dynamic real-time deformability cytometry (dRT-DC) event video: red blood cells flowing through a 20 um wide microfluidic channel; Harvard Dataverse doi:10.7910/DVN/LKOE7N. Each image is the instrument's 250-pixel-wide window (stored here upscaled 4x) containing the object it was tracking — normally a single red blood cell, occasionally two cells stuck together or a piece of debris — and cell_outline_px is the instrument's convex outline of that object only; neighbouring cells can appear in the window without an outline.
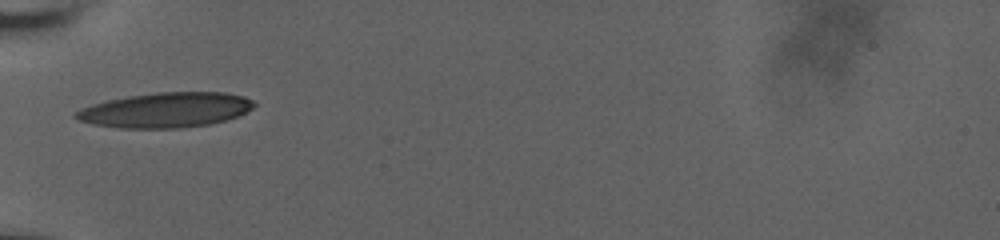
{"species": "human", "species_latin": "Homo sapiens", "temperature_condition": "room temperature", "stored_images_in_passage": 37, "camera_frame_rate_fps": 3000, "um_per_image_px": 0.085, "donor": {"sex": "male"}, "frame": {"image": 1, "passage_image": 1, "time_ms": 0.0, "image_size_px": [1000, 240], "cell_outline_px": [[256, 104], [252, 108], [236, 116], [224, 120], [208, 124], [180, 128], [120, 128], [92, 124], [76, 120], [72, 116], [76, 112], [92, 104], [108, 100], [128, 96], [156, 92], [224, 92], [244, 96], [252, 100]], "centroid_in_image_um": [14.05, 9.35], "position_along_channel_um": 70.9, "area_um2": 36.18}}
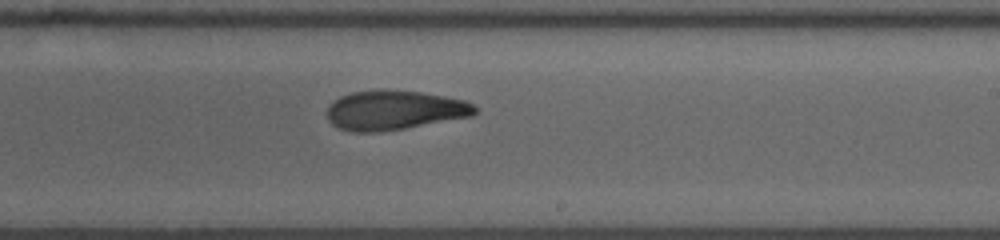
{"frame": {"image": 2, "passage_image": 16, "time_ms": 5.0, "image_size_px": [1000, 240], "cell_outline_px": [[476, 112], [472, 116], [404, 128], [376, 132], [352, 132], [340, 128], [332, 124], [328, 120], [328, 104], [340, 96], [352, 92], [380, 88], [384, 88], [420, 92], [444, 96], [464, 100], [472, 104], [476, 108]], "centroid_in_image_um": [33.48, 9.34], "position_along_channel_um": 255.5, "area_um2": 34.1}}
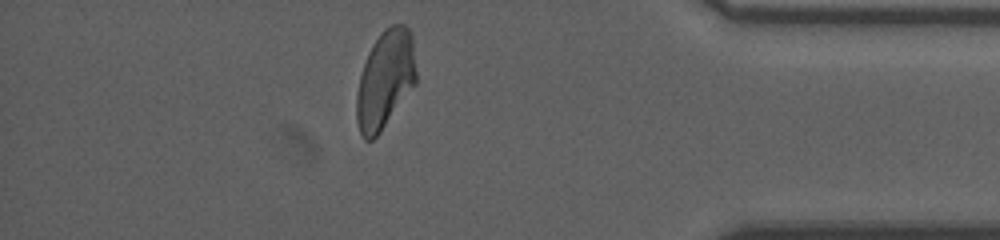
{"frame": {"image": 3, "passage_image": 30, "time_ms": 9.667, "image_size_px": [1000, 240], "cell_outline_px": [[416, 84], [380, 132], [372, 140], [364, 140], [360, 132], [356, 120], [356, 96], [360, 76], [368, 52], [372, 44], [384, 28], [392, 24], [404, 24], [408, 28], [412, 36], [416, 72]], "centroid_in_image_um": [32.74, 6.75], "position_along_channel_um": 402.5, "area_um2": 34.1}, "authors_computed_cell_mechanics": {"area_um2": 34.1598, "velocity_mm_per_s": 3.7417, "shape_relaxation_time_tau1_ms": 5.6901, "shape_relaxation_time_tau2_ms": 3.8485, "deformation_change_tau1": 0.1816, "deformation_change_tau2": 0.0954}}